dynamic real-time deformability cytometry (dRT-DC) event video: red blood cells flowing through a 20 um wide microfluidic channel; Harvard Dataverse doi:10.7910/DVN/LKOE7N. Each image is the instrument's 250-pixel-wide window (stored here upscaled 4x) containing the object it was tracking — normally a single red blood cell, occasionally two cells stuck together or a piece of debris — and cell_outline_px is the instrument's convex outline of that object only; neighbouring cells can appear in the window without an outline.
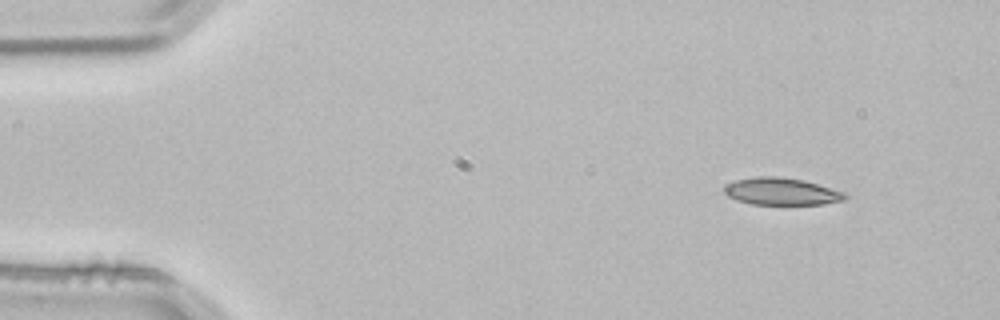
{"species": "common noctule bat (a hibernating species)", "species_latin": "Nyctalus noctula", "temperature_condition": "room temperature", "stored_images_in_passage": 3, "camera_frame_rate_fps": 3000, "um_per_image_px": 0.085, "animal": {"sex": "male", "body_mass_g": 21.5, "forearm_length_mm": 52.0}, "frame": {"image": 1, "passage_image": 1, "time_ms": 0.0, "image_size_px": [1000, 320], "cell_outline_px": [[848, 196], [844, 200], [824, 204], [752, 204], [736, 200], [728, 196], [724, 192], [724, 188], [728, 184], [736, 180], [756, 176], [780, 176], [804, 180], [844, 192]], "centroid_in_image_um": [66.43, 16.27], "position_along_channel_um": 18.6, "area_um2": 19.07}}
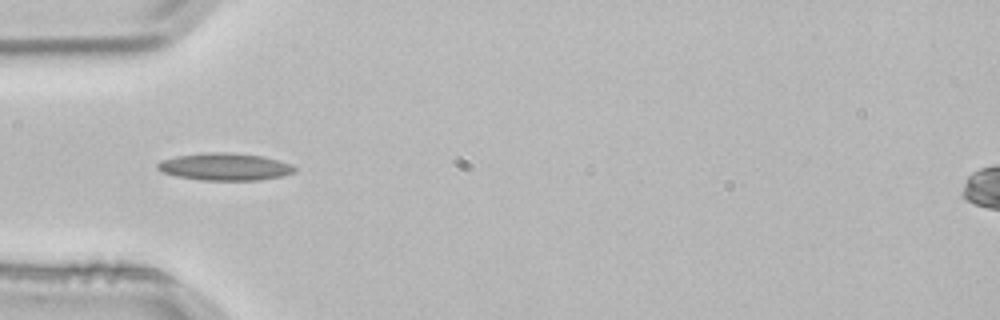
{"frame": {"image": 2, "passage_image": 3, "time_ms": 0.667, "image_size_px": [1000, 320], "cell_outline_px": [[296, 172], [280, 176], [260, 180], [200, 180], [176, 176], [164, 172], [156, 168], [156, 164], [160, 160], [176, 156], [204, 152], [232, 152], [264, 156], [292, 164], [296, 168]], "centroid_in_image_um": [19.11, 14.16], "position_along_channel_um": 65.9, "area_um2": 22.02}}